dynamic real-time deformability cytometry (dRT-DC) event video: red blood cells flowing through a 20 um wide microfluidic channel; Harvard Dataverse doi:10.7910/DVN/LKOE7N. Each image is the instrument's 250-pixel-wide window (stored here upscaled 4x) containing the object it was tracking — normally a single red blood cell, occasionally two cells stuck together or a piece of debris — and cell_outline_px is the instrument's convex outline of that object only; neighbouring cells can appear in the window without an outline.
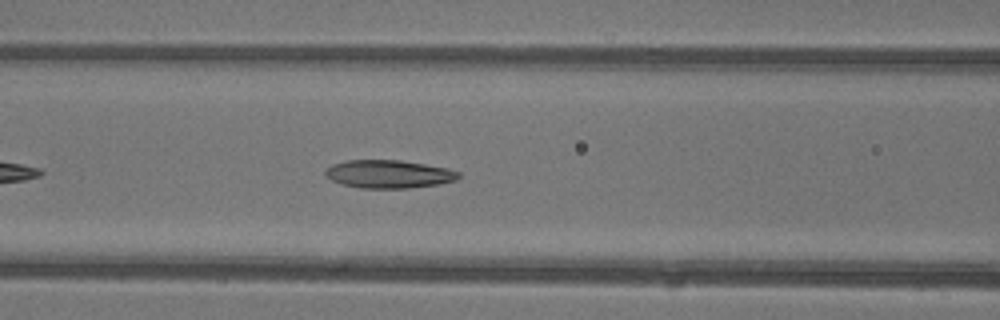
{"species": "common noctule bat (a hibernating species)", "species_latin": "Nyctalus noctula", "temperature_condition": "warm", "stored_images_in_passage": 34, "camera_frame_rate_fps": 3000, "um_per_image_px": 0.085, "animal": {"sex": "female"}, "frame": {"image": 1, "passage_image": 8, "time_ms": 2.333, "image_size_px": [1000, 320], "cell_outline_px": [[460, 176], [456, 180], [440, 184], [408, 188], [360, 188], [344, 184], [332, 180], [324, 176], [324, 172], [332, 164], [348, 160], [400, 160], [448, 168], [460, 172]], "centroid_in_image_um": [33.06, 14.79], "position_along_channel_um": 133.5, "area_um2": 21.79}}
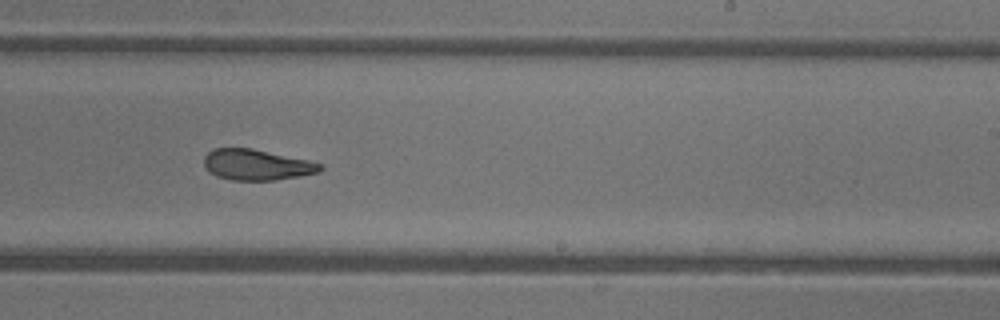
{"frame": {"image": 2, "passage_image": 17, "time_ms": 5.333, "image_size_px": [1000, 320], "cell_outline_px": [[324, 168], [320, 172], [300, 176], [276, 180], [232, 180], [216, 176], [204, 164], [204, 156], [208, 152], [216, 148], [252, 148], [308, 160], [324, 164]], "centroid_in_image_um": [21.87, 14.0], "position_along_channel_um": 267.1, "area_um2": 20.81}}
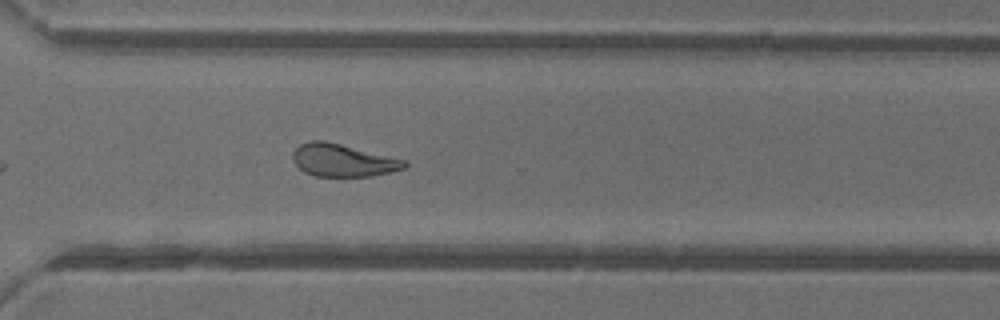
{"frame": {"image": 3, "passage_image": 22, "time_ms": 7.0, "image_size_px": [1000, 320], "cell_outline_px": [[408, 164], [404, 168], [372, 176], [316, 176], [304, 172], [292, 160], [292, 152], [300, 144], [308, 140], [324, 140], [408, 160]], "centroid_in_image_um": [29.13, 13.61], "position_along_channel_um": 341.5, "area_um2": 21.27}, "authors_computed_cell_mechanics": {"area_um2": 21.8484, "velocity_mm_per_s": 4.4597, "shape_relaxation_time_tau1_ms": 5.2954, "shape_relaxation_time_tau2_ms": 1.9461, "deformation_change_tau1": 0.1942, "deformation_change_tau2": 0.0976}}